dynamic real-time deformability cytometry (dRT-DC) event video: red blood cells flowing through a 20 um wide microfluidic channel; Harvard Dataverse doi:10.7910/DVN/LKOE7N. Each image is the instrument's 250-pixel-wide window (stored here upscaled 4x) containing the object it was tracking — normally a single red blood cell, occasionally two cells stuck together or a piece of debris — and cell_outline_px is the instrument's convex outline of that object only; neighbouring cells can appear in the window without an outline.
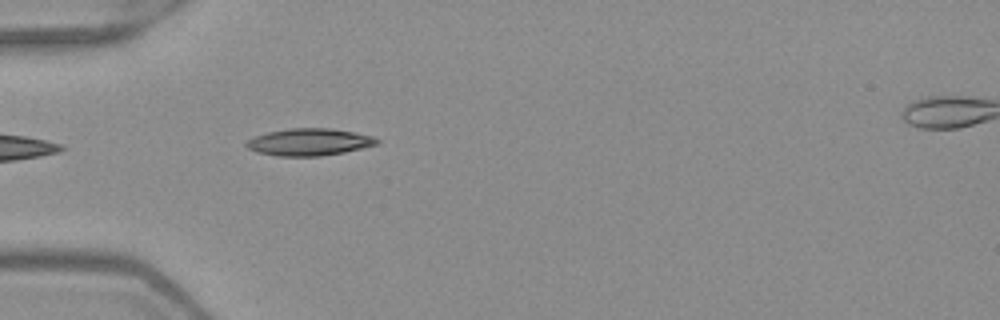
{"species": "Egyptian fruit bat (a non-hibernating species)", "species_latin": "Rousettus aegyptiacus", "temperature_condition": "warm", "stored_images_in_passage": 36, "camera_frame_rate_fps": 3000, "um_per_image_px": 0.085, "frame": {"image": 1, "passage_image": 1, "time_ms": 0.0, "image_size_px": [1000, 320], "cell_outline_px": [[380, 140], [376, 144], [344, 152], [320, 156], [276, 156], [256, 152], [248, 148], [244, 144], [248, 140], [256, 136], [268, 132], [288, 128], [332, 128], [372, 136]], "centroid_in_image_um": [26.24, 12.07], "position_along_channel_um": 58.8, "area_um2": 20.46}}
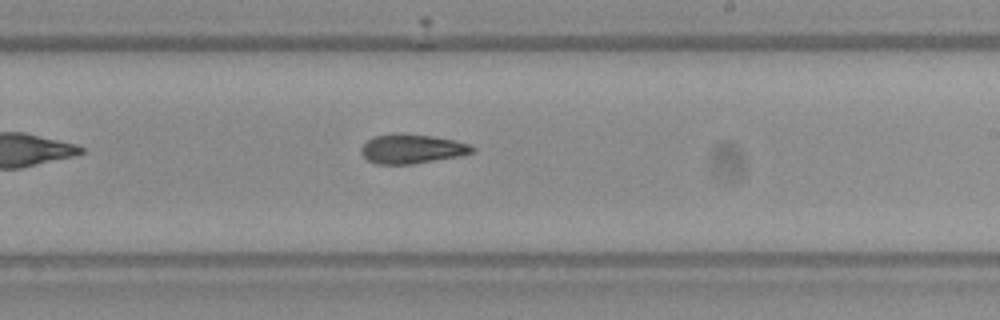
{"frame": {"image": 2, "passage_image": 16, "time_ms": 5.0, "image_size_px": [1000, 320], "cell_outline_px": [[476, 152], [460, 156], [412, 164], [376, 164], [368, 160], [360, 152], [360, 148], [368, 140], [376, 136], [392, 132], [404, 132], [432, 136], [456, 140], [472, 144], [476, 148]], "centroid_in_image_um": [35.06, 12.63], "position_along_channel_um": 253.9, "area_um2": 19.42}}
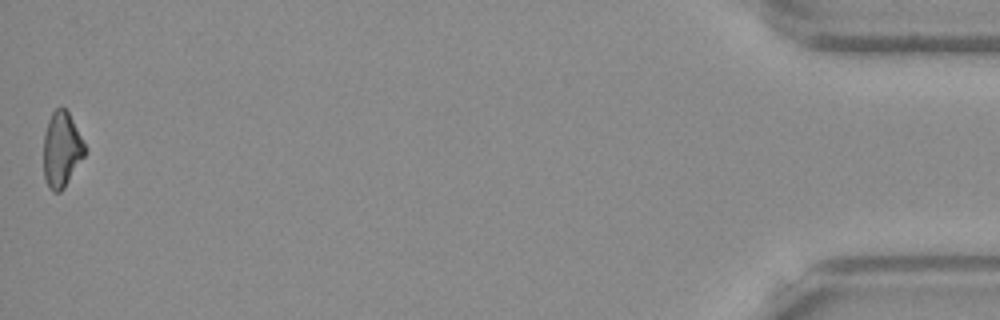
{"frame": {"image": 3, "passage_image": 36, "time_ms": 11.667, "image_size_px": [1000, 320], "cell_outline_px": [[88, 152], [64, 188], [60, 192], [52, 192], [48, 188], [44, 176], [44, 132], [48, 120], [52, 112], [60, 104], [68, 112], [88, 148]], "centroid_in_image_um": [5.26, 12.71], "position_along_channel_um": 429.9, "area_um2": 18.55}, "authors_computed_cell_mechanics": {"area_um2": 19.1029, "velocity_mm_per_s": 4.0048, "shape_relaxation_time_tau1_ms": 5.1678, "shape_relaxation_time_tau2_ms": null, "deformation_change_tau1": 0.1598, "deformation_change_tau2": null}}